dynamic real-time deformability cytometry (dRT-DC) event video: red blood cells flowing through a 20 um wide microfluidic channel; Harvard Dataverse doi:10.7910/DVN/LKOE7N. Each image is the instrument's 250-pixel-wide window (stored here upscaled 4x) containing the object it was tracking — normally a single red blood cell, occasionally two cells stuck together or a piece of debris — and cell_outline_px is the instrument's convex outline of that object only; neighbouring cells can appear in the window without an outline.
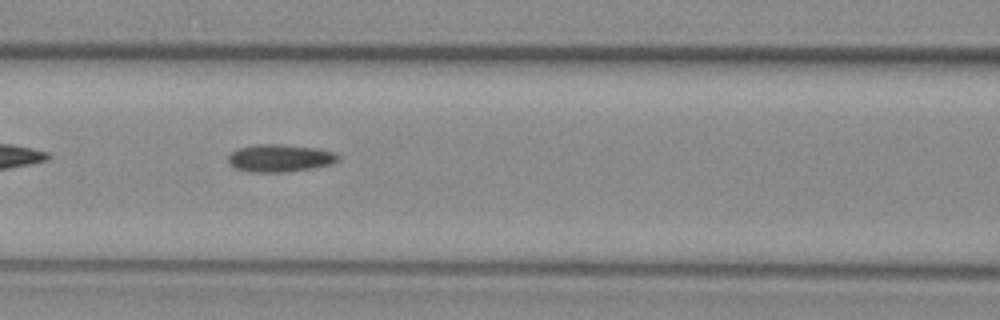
{"species": "common noctule bat (a hibernating species)", "species_latin": "Nyctalus noctula", "temperature_condition": "warm", "stored_images_in_passage": 39, "camera_frame_rate_fps": 3000, "um_per_image_px": 0.085, "animal": {"sex": "female", "body_mass_g": 29.2, "forearm_length_mm": 56.3}, "frame": {"image": 1, "passage_image": 8, "time_ms": 2.333, "image_size_px": [1000, 320], "cell_outline_px": [[340, 160], [332, 164], [312, 168], [288, 172], [248, 172], [236, 168], [228, 160], [228, 156], [236, 148], [252, 144], [280, 144], [316, 148], [332, 152], [340, 156]], "centroid_in_image_um": [23.79, 13.43], "position_along_channel_um": 142.8, "area_um2": 17.74}}
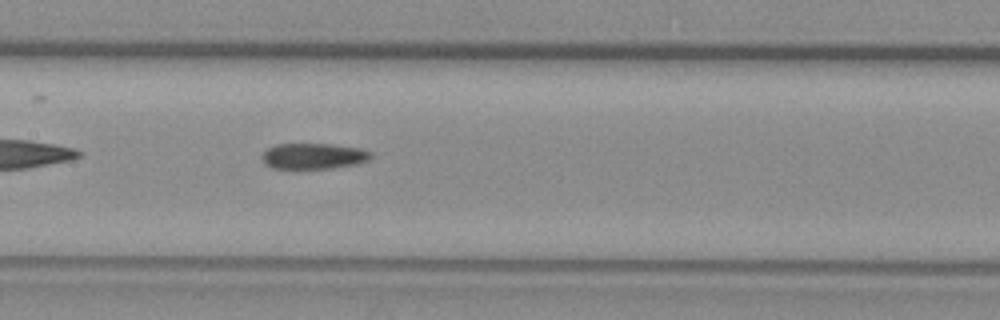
{"frame": {"image": 2, "passage_image": 11, "time_ms": 3.333, "image_size_px": [1000, 320], "cell_outline_px": [[372, 156], [368, 160], [356, 164], [332, 168], [272, 168], [264, 164], [260, 156], [268, 148], [276, 144], [332, 144], [360, 148], [372, 152]], "centroid_in_image_um": [26.63, 13.26], "position_along_channel_um": 180.8, "area_um2": 16.42}}
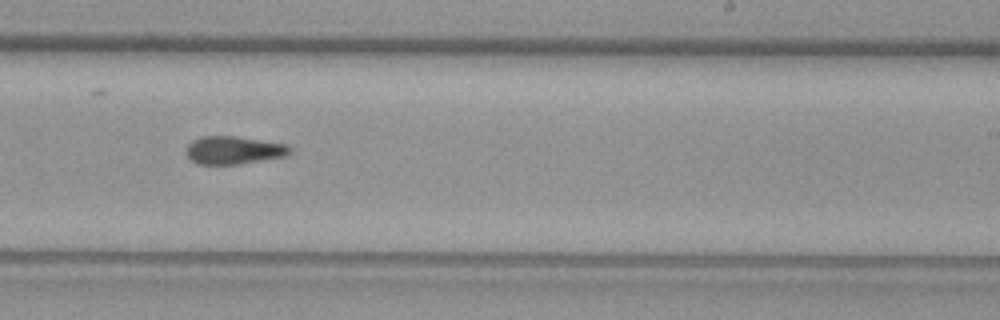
{"frame": {"image": 3, "passage_image": 18, "time_ms": 5.667, "image_size_px": [1000, 320], "cell_outline_px": [[292, 152], [288, 156], [240, 164], [196, 164], [184, 152], [188, 144], [192, 140], [200, 136], [236, 136], [288, 144], [292, 148]], "centroid_in_image_um": [19.89, 12.76], "position_along_channel_um": 269.1, "area_um2": 17.22}}